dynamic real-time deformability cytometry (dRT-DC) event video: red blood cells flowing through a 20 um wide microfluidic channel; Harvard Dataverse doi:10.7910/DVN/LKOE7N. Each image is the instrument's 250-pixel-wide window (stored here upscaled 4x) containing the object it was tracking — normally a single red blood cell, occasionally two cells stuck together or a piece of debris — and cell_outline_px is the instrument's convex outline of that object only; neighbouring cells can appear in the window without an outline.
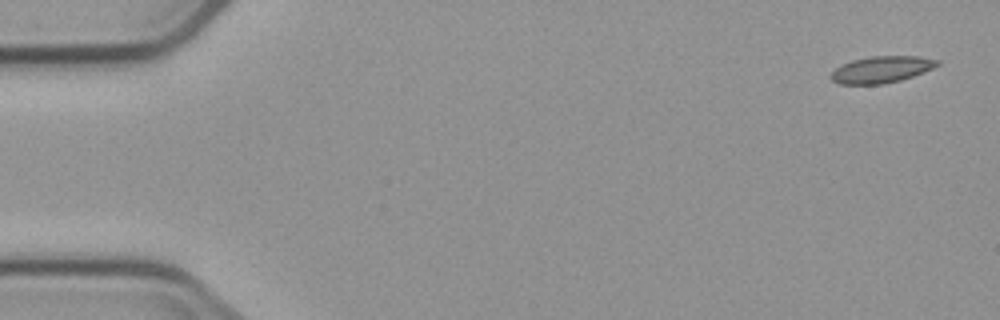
{"species": "common noctule bat (a hibernating species)", "species_latin": "Nyctalus noctula", "temperature_condition": "cold", "stored_images_in_passage": 5, "camera_frame_rate_fps": 3000, "um_per_image_px": 0.085, "animal": {"sex": "male", "body_mass_g": 23.1, "forearm_length_mm": 52.7}, "frame": {"image": 1, "passage_image": 1, "time_ms": 0.0, "image_size_px": [1000, 320], "cell_outline_px": [[940, 64], [932, 68], [912, 76], [900, 80], [884, 84], [840, 84], [832, 80], [828, 76], [840, 64], [852, 60], [872, 56], [920, 56], [940, 60]], "centroid_in_image_um": [74.9, 5.9], "position_along_channel_um": 10.1, "area_um2": 16.53}}
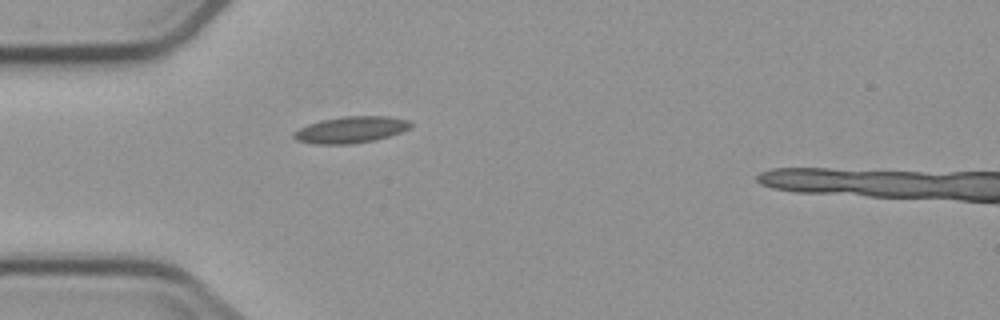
{"frame": {"image": 2, "passage_image": 5, "time_ms": 4.667, "image_size_px": [1000, 320], "cell_outline_px": [[412, 128], [376, 140], [348, 144], [312, 144], [296, 140], [292, 136], [292, 132], [308, 124], [320, 120], [344, 116], [388, 116], [408, 120], [412, 124]], "centroid_in_image_um": [29.8, 11.02], "position_along_channel_um": 55.2, "area_um2": 18.15}}